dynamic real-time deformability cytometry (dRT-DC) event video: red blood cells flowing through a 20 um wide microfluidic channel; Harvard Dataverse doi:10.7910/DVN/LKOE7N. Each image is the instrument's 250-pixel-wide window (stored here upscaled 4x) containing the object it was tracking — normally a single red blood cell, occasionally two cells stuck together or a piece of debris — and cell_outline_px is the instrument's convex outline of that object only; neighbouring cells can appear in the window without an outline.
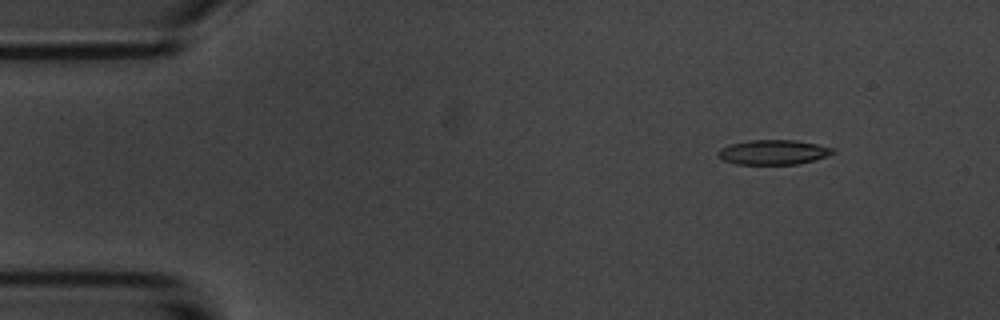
{"species": "common noctule bat (a hibernating species)", "species_latin": "Nyctalus noctula", "temperature_condition": "room temperature", "stored_images_in_passage": 7, "camera_frame_rate_fps": 3000, "um_per_image_px": 0.085, "animal": {"sex": "male", "body_mass_g": 20.1, "forearm_length_mm": 53.5}, "frame": {"image": 1, "passage_image": 1, "time_ms": 0.0, "image_size_px": [1000, 320], "cell_outline_px": [[836, 152], [816, 160], [796, 164], [736, 164], [724, 160], [716, 152], [720, 148], [732, 144], [748, 140], [796, 140], [836, 148]], "centroid_in_image_um": [65.77, 12.93], "position_along_channel_um": 19.2, "area_um2": 16.53}}
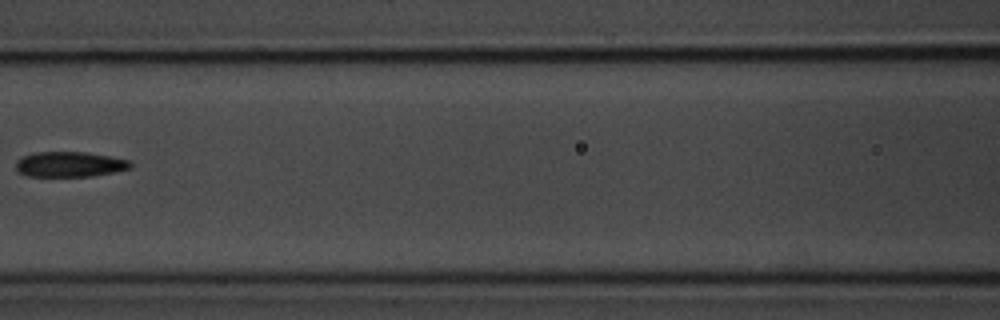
{"frame": {"image": 2, "passage_image": 6, "time_ms": 6.0, "image_size_px": [1000, 320], "cell_outline_px": [[132, 168], [92, 176], [28, 176], [20, 172], [16, 168], [16, 160], [20, 156], [36, 152], [84, 152], [108, 156], [128, 160], [132, 164]], "centroid_in_image_um": [5.89, 13.96], "position_along_channel_um": 160.7, "area_um2": 16.76}}
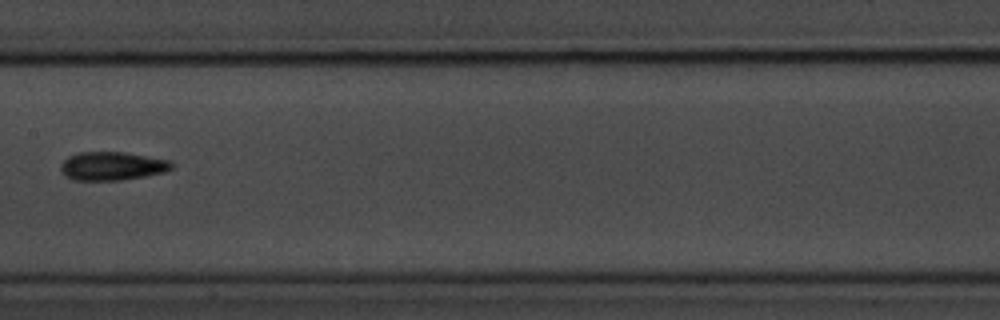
{"frame": {"image": 3, "passage_image": 7, "time_ms": 7.0, "image_size_px": [1000, 320], "cell_outline_px": [[172, 168], [164, 172], [144, 176], [120, 180], [72, 180], [64, 176], [60, 172], [60, 164], [68, 156], [76, 152], [124, 152], [172, 160]], "centroid_in_image_um": [9.49, 14.11], "position_along_channel_um": 197.9, "area_um2": 18.61}}